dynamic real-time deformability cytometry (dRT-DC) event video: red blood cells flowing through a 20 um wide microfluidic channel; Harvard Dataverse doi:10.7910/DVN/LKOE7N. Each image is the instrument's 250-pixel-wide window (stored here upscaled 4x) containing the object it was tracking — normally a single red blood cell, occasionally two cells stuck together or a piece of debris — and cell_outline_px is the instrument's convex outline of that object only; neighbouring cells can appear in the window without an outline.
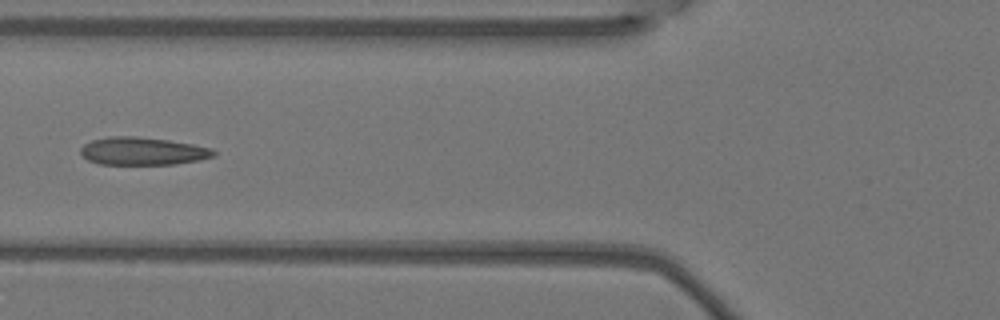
{"species": "Egyptian fruit bat (a non-hibernating species)", "species_latin": "Rousettus aegyptiacus", "temperature_condition": "warm", "stored_images_in_passage": 5, "camera_frame_rate_fps": 3000, "um_per_image_px": 0.085, "animal": {"sex": "female"}, "frame": {"image": 1, "passage_image": 5, "time_ms": 1.333, "image_size_px": [1000, 320], "cell_outline_px": [[216, 156], [200, 160], [176, 164], [100, 164], [88, 160], [80, 152], [80, 148], [84, 144], [92, 140], [108, 136], [136, 136], [168, 140], [192, 144], [212, 148], [216, 152]], "centroid_in_image_um": [12.14, 12.84], "position_along_channel_um": 113.7, "area_um2": 21.62}}